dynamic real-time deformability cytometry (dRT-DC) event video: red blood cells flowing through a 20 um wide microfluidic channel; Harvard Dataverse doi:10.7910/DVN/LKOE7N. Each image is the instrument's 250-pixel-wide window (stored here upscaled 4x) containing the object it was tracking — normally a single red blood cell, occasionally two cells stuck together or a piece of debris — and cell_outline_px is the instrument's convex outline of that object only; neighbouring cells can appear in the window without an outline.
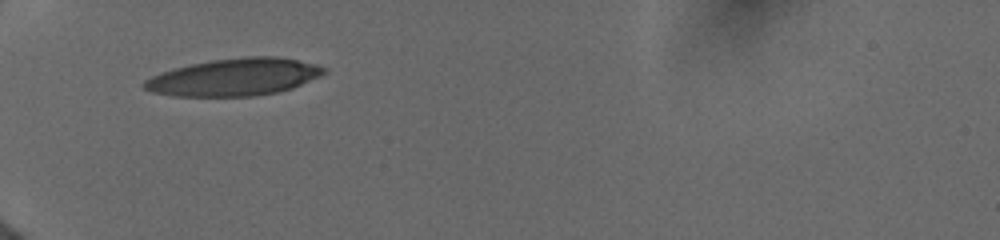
{"species": "human", "species_latin": "Homo sapiens", "temperature_condition": "cold", "stored_images_in_passage": 35, "camera_frame_rate_fps": 3000, "um_per_image_px": 0.085, "donor": {"sex": "female"}, "frame": {"image": 1, "passage_image": 1, "time_ms": 0.0, "image_size_px": [1000, 240], "cell_outline_px": [[328, 72], [320, 76], [292, 88], [276, 92], [256, 96], [172, 96], [152, 92], [144, 88], [140, 84], [144, 80], [152, 76], [176, 68], [192, 64], [212, 60], [244, 56], [276, 56], [316, 64], [328, 68]], "centroid_in_image_um": [19.94, 6.55], "position_along_channel_um": 65.1, "area_um2": 39.02}}
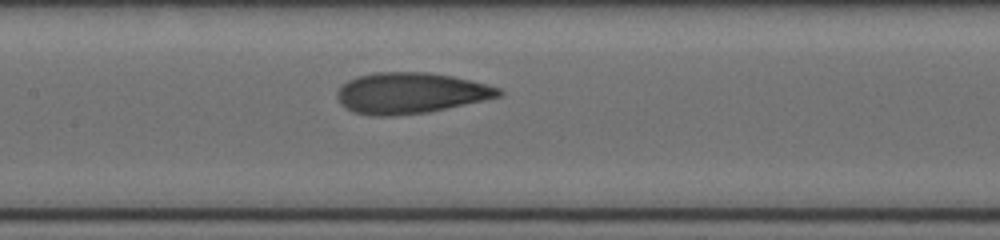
{"frame": {"image": 2, "passage_image": 22, "time_ms": 3.0, "image_size_px": [1000, 240], "cell_outline_px": [[504, 92], [500, 96], [484, 100], [428, 112], [396, 116], [380, 116], [352, 112], [344, 108], [340, 104], [336, 96], [336, 92], [348, 80], [356, 76], [376, 72], [428, 72], [452, 76], [500, 88]], "centroid_in_image_um": [34.85, 7.91], "position_along_channel_um": 172.6, "area_um2": 38.49}}
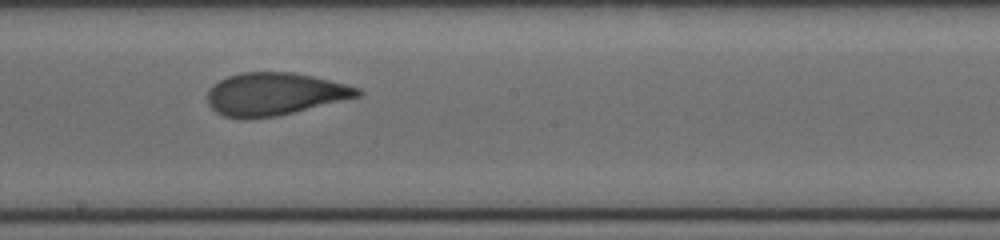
{"frame": {"image": 3, "passage_image": 31, "time_ms": 4.333, "image_size_px": [1000, 240], "cell_outline_px": [[364, 92], [360, 96], [276, 116], [244, 120], [240, 120], [224, 116], [216, 112], [208, 104], [208, 92], [220, 80], [228, 76], [240, 72], [292, 72], [312, 76], [360, 88]], "centroid_in_image_um": [23.32, 8.0], "position_along_channel_um": 224.9, "area_um2": 37.11}}